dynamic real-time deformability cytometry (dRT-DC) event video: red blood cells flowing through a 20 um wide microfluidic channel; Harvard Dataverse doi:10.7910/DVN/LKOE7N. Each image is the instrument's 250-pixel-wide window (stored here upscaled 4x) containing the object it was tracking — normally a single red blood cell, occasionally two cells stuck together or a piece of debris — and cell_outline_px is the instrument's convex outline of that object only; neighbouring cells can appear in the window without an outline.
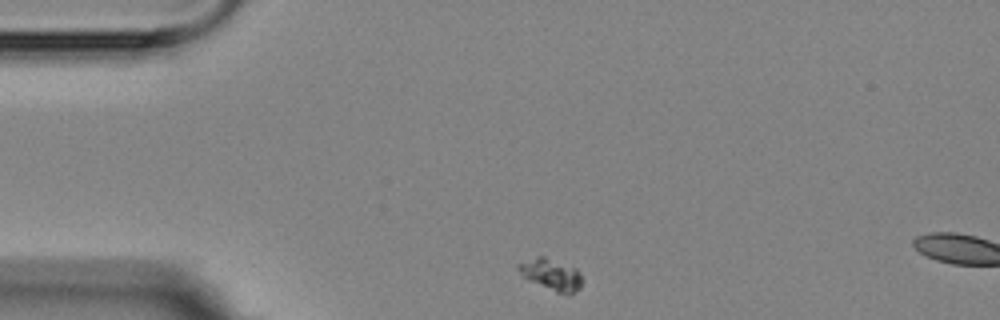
{"species": "Egyptian fruit bat (a non-hibernating species)", "species_latin": "Rousettus aegyptiacus", "temperature_condition": "room temperature", "stored_images_in_passage": 2, "camera_frame_rate_fps": 3000, "um_per_image_px": 0.085, "animal": {"sex": "female"}, "frame": {"image": 1, "passage_image": 1, "time_ms": 0.0, "image_size_px": [1000, 320], "cell_outline_px": [[580, 288], [568, 296], [556, 292], [528, 280], [516, 268], [516, 264], [540, 256], [544, 256], [576, 268], [580, 272]], "centroid_in_image_um": [46.85, 23.35], "position_along_channel_um": 38.1, "area_um2": 11.56}}